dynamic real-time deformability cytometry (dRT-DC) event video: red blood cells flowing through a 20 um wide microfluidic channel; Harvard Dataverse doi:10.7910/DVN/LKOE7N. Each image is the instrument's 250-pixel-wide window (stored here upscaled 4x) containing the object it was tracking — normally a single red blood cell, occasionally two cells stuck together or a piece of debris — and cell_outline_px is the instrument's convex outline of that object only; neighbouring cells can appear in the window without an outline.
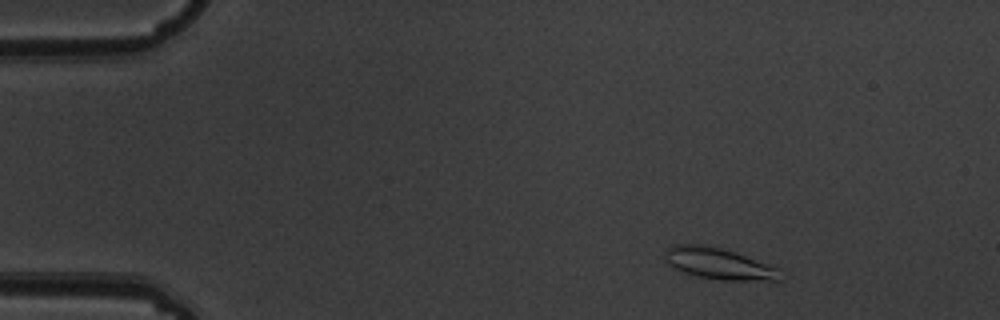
{"species": "common noctule bat (a hibernating species)", "species_latin": "Nyctalus noctula", "temperature_condition": "warm", "stored_images_in_passage": 3, "camera_frame_rate_fps": 3000, "um_per_image_px": 0.085, "animal": {"sex": "male", "body_mass_g": 19.5, "forearm_length_mm": 54.6}, "frame": {"image": 1, "passage_image": 2, "time_ms": 0.333, "image_size_px": [1000, 320], "cell_outline_px": [[784, 280], [720, 280], [696, 276], [684, 272], [668, 264], [664, 256], [664, 252], [668, 248], [676, 244], [704, 244], [736, 252], [784, 268]], "centroid_in_image_um": [61.22, 22.41], "position_along_channel_um": 23.8, "area_um2": 21.62}}